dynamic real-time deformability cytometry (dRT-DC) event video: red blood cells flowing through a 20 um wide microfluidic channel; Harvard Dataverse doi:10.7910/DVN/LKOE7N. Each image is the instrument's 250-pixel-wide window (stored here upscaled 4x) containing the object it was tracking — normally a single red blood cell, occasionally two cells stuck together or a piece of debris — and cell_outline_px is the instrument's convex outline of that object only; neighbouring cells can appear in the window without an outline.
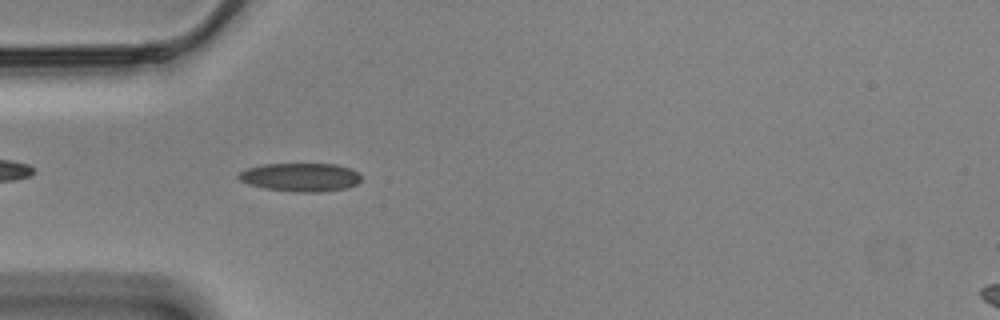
{"species": "Egyptian fruit bat (a non-hibernating species)", "species_latin": "Rousettus aegyptiacus", "temperature_condition": "cold", "stored_images_in_passage": 44, "camera_frame_rate_fps": 3000, "um_per_image_px": 0.085, "animal": {"sex": "male"}, "frame": {"image": 1, "passage_image": 4, "time_ms": 1.0, "image_size_px": [1000, 320], "cell_outline_px": [[360, 180], [356, 184], [348, 188], [320, 192], [296, 192], [264, 188], [248, 184], [240, 180], [236, 176], [240, 172], [248, 168], [264, 164], [336, 164], [352, 168], [360, 176]], "centroid_in_image_um": [25.55, 15.06], "position_along_channel_um": 59.5, "area_um2": 20.35}}
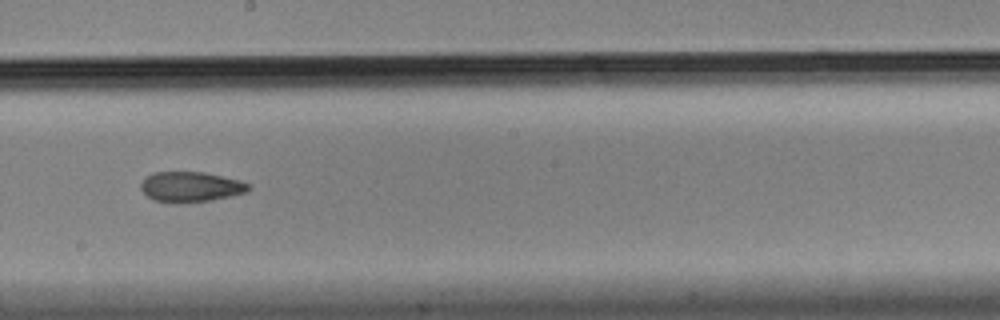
{"frame": {"image": 2, "passage_image": 19, "time_ms": 6.0, "image_size_px": [1000, 320], "cell_outline_px": [[252, 184], [248, 192], [232, 196], [212, 200], [152, 200], [140, 188], [140, 184], [144, 176], [156, 172], [204, 172], [240, 180]], "centroid_in_image_um": [16.26, 15.83], "position_along_channel_um": 231.9, "area_um2": 18.5}}
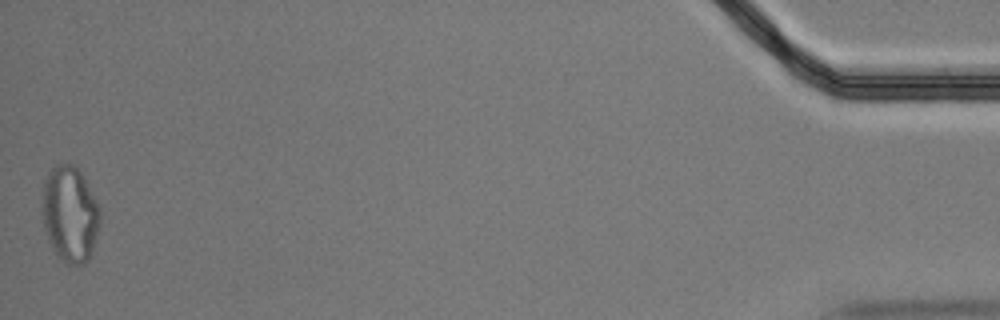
{"frame": {"image": 3, "passage_image": 44, "time_ms": 14.333, "image_size_px": [1000, 320], "cell_outline_px": [[100, 228], [92, 252], [88, 260], [84, 264], [68, 264], [60, 260], [56, 256], [48, 240], [44, 228], [40, 208], [40, 200], [44, 180], [48, 172], [56, 164], [72, 164], [80, 172], [88, 184], [96, 200], [100, 212]], "centroid_in_image_um": [5.91, 18.21], "position_along_channel_um": 429.3, "area_um2": 33.06}, "authors_computed_cell_mechanics": {"area_um2": 19.8832, "velocity_mm_per_s": 3.4957, "shape_relaxation_time_tau1_ms": null, "shape_relaxation_time_tau2_ms": 5.1687, "deformation_change_tau1": null, "deformation_change_tau2": 0.106}}